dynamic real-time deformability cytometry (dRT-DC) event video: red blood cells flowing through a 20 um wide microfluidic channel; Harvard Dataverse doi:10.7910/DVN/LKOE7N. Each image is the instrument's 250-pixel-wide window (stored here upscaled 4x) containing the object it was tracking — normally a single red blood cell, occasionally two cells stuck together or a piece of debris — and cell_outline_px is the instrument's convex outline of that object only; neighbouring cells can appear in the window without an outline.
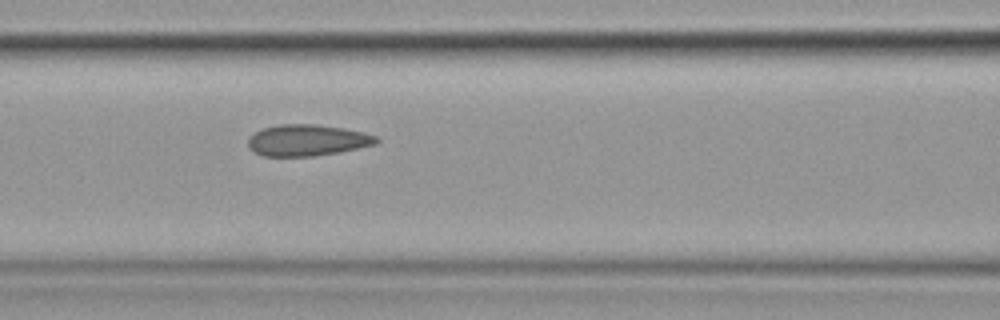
{"species": "common noctule bat (a hibernating species)", "species_latin": "Nyctalus noctula", "temperature_condition": "cold", "stored_images_in_passage": 5, "segment_of_instrument_passage": [1, 2], "camera_frame_rate_fps": 3000, "um_per_image_px": 0.085, "animal": {"sex": "female", "body_mass_g": 19.9}, "frame": {"image": 1, "passage_image": 4, "time_ms": 4.333, "image_size_px": [1000, 320], "cell_outline_px": [[380, 140], [376, 144], [340, 152], [312, 156], [264, 156], [252, 152], [248, 148], [248, 140], [256, 132], [264, 128], [280, 124], [316, 124], [344, 128], [364, 132], [376, 136]], "centroid_in_image_um": [26.13, 11.92], "position_along_channel_um": 140.5, "area_um2": 23.47}}